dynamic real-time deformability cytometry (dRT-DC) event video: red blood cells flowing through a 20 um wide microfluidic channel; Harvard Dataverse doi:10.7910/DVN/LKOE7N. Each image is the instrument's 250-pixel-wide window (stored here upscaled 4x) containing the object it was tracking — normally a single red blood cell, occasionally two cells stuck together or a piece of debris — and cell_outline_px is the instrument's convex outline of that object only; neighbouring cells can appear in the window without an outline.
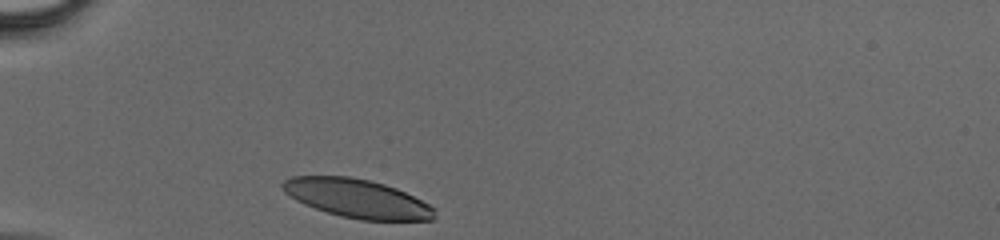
{"species": "human", "species_latin": "Homo sapiens", "temperature_condition": "cold", "stored_images_in_passage": 26, "camera_frame_rate_fps": 3000, "um_per_image_px": 0.085, "donor": {"sex": "male"}, "frame": {"image": 1, "passage_image": 1, "time_ms": 0.0, "image_size_px": [1000, 240], "cell_outline_px": [[436, 220], [360, 220], [340, 216], [304, 204], [296, 200], [284, 192], [280, 188], [280, 184], [284, 180], [292, 176], [352, 176], [372, 180], [396, 188], [436, 208]], "centroid_in_image_um": [30.35, 16.86], "position_along_channel_um": 54.7, "area_um2": 34.39}}
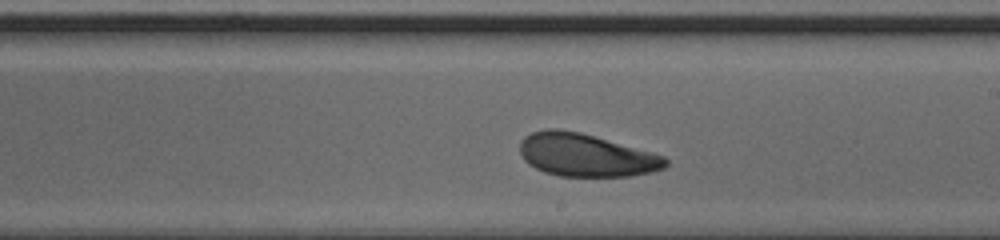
{"frame": {"image": 2, "passage_image": 15, "time_ms": 4.667, "image_size_px": [1000, 240], "cell_outline_px": [[668, 164], [664, 168], [652, 172], [632, 176], [560, 176], [544, 172], [528, 164], [520, 156], [520, 140], [524, 136], [532, 132], [548, 128], [560, 128], [580, 132], [652, 152], [664, 156], [668, 160]], "centroid_in_image_um": [49.78, 13.18], "position_along_channel_um": 239.2, "area_um2": 36.59}}
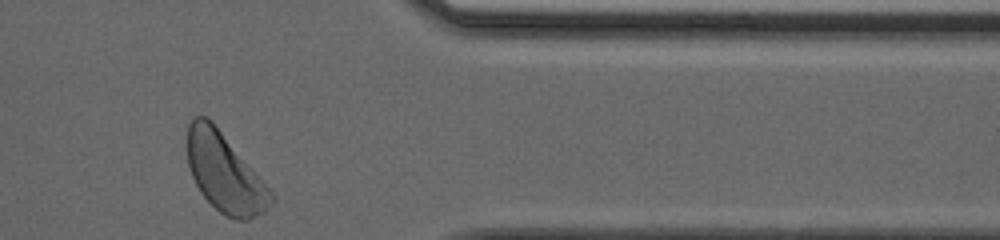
{"frame": {"image": 3, "passage_image": 26, "time_ms": 8.333, "image_size_px": [1000, 240], "cell_outline_px": [[276, 200], [264, 212], [248, 220], [236, 220], [220, 212], [200, 192], [192, 176], [188, 164], [188, 124], [192, 116], [204, 116], [212, 120], [276, 196]], "centroid_in_image_um": [19.12, 14.69], "position_along_channel_um": 392.3, "area_um2": 38.21}}